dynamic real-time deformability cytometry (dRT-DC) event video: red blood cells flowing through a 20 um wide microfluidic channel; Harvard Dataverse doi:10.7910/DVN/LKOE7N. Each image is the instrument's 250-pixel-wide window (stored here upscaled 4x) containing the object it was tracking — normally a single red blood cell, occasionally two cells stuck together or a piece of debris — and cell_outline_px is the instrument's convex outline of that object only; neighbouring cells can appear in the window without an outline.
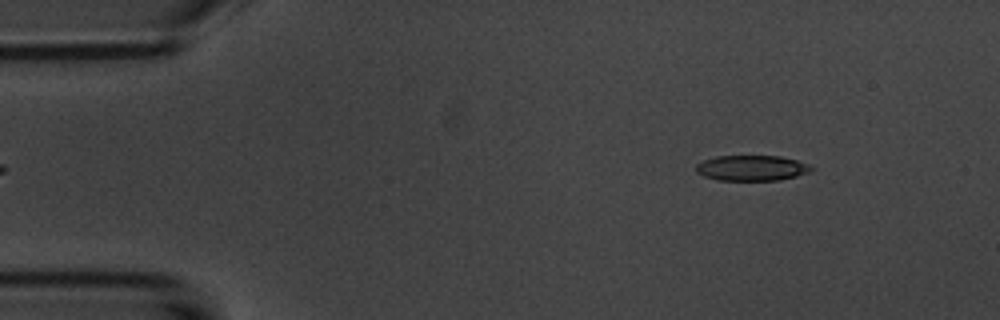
{"species": "common noctule bat (a hibernating species)", "species_latin": "Nyctalus noctula", "temperature_condition": "room temperature", "stored_images_in_passage": 50, "camera_frame_rate_fps": 3000, "um_per_image_px": 0.085, "animal": {"sex": "male", "body_mass_g": 20.1, "forearm_length_mm": 53.5}, "frame": {"image": 1, "passage_image": 3, "time_ms": 0.667, "image_size_px": [1000, 320], "cell_outline_px": [[816, 168], [808, 172], [796, 176], [780, 180], [716, 180], [704, 176], [696, 172], [696, 164], [704, 160], [716, 156], [780, 156], [796, 160], [808, 164]], "centroid_in_image_um": [63.89, 14.28], "position_along_channel_um": 21.1, "area_um2": 17.11}}
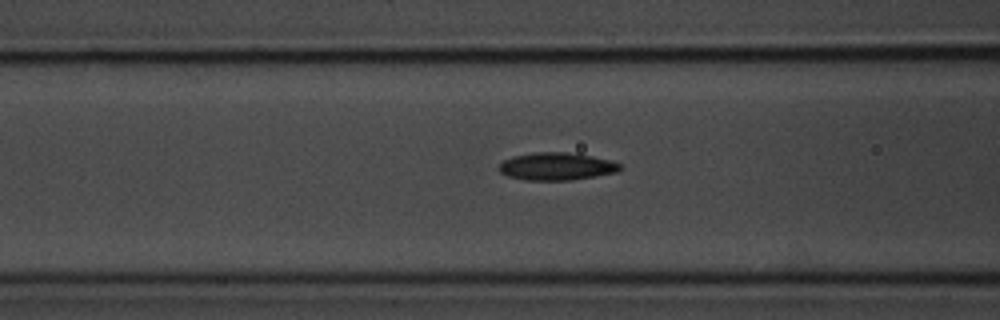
{"frame": {"image": 2, "passage_image": 17, "time_ms": 5.333, "image_size_px": [1000, 320], "cell_outline_px": [[624, 168], [616, 172], [568, 180], [524, 180], [508, 176], [500, 172], [500, 164], [504, 160], [516, 156], [536, 152], [568, 152], [608, 160], [620, 164]], "centroid_in_image_um": [47.3, 14.15], "position_along_channel_um": 119.3, "area_um2": 19.02}}
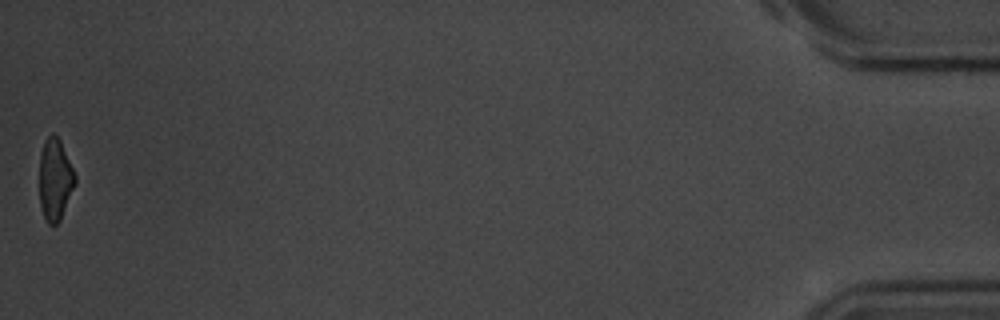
{"frame": {"image": 3, "passage_image": 50, "time_ms": 16.333, "image_size_px": [1000, 320], "cell_outline_px": [[76, 184], [60, 220], [56, 224], [48, 224], [44, 216], [40, 204], [40, 152], [44, 140], [52, 132], [60, 140], [76, 176]], "centroid_in_image_um": [4.68, 15.24], "position_along_channel_um": 430.5, "area_um2": 16.94}, "authors_computed_cell_mechanics": {"area_um2": 18.8717, "velocity_mm_per_s": 3.7131, "shape_relaxation_time_tau1_ms": 2.6046, "shape_relaxation_time_tau2_ms": 3.1994, "deformation_change_tau1": 0.1299, "deformation_change_tau2": 0.097}}